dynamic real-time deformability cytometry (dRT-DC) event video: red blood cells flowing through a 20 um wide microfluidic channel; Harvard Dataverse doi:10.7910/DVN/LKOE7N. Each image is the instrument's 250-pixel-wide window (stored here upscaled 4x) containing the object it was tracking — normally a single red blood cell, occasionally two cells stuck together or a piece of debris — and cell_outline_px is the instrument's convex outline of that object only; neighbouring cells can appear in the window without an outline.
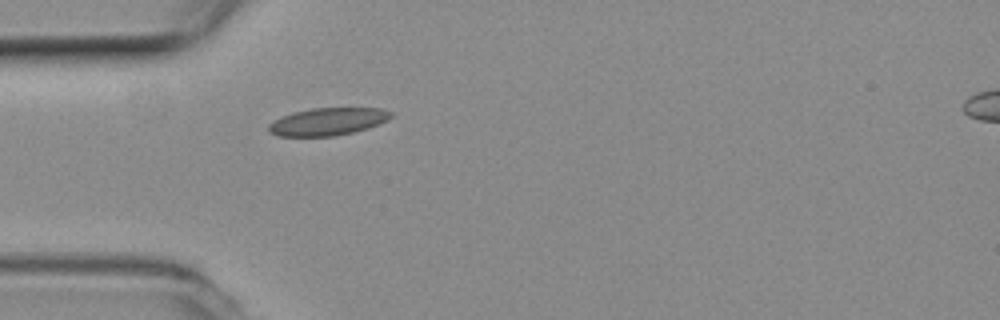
{"species": "common noctule bat (a hibernating species)", "species_latin": "Nyctalus noctula", "temperature_condition": "room temperature", "stored_images_in_passage": 2, "camera_frame_rate_fps": 3000, "um_per_image_px": 0.085, "animal": {"sex": "female", "body_mass_g": 19.3, "forearm_length_mm": 54.1}, "frame": {"image": 1, "passage_image": 2, "time_ms": 0.333, "image_size_px": [1000, 320], "cell_outline_px": [[392, 116], [388, 120], [380, 124], [368, 128], [352, 132], [332, 136], [276, 136], [268, 132], [268, 124], [272, 120], [280, 116], [292, 112], [312, 108], [384, 108], [392, 112]], "centroid_in_image_um": [27.83, 10.33], "position_along_channel_um": 57.2, "area_um2": 19.88}}